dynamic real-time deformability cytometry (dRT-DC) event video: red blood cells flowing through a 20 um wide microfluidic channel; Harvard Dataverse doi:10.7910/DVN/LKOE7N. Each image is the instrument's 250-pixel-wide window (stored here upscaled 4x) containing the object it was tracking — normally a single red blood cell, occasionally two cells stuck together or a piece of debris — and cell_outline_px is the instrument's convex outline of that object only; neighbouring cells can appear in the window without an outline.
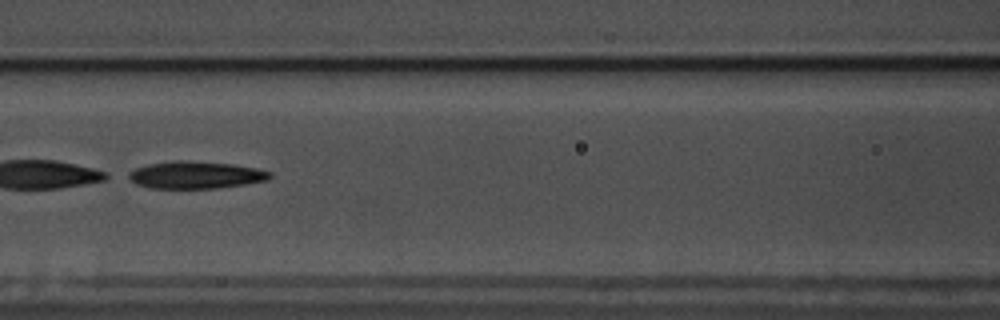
{"species": "common noctule bat (a hibernating species)", "species_latin": "Nyctalus noctula", "temperature_condition": "warm", "stored_images_in_passage": 26, "camera_frame_rate_fps": 3000, "um_per_image_px": 0.085, "animal": {"sex": "male", "body_mass_g": 17.5, "forearm_length_mm": 52.3}, "frame": {"image": 1, "passage_image": 26, "time_ms": 8.333, "image_size_px": [1000, 320], "cell_outline_px": [[272, 176], [268, 180], [244, 184], [216, 188], [148, 188], [136, 184], [124, 176], [128, 172], [136, 168], [148, 164], [172, 160], [184, 160], [232, 164], [256, 168], [272, 172]], "centroid_in_image_um": [16.58, 14.87], "position_along_channel_um": 150.0, "area_um2": 22.6}}